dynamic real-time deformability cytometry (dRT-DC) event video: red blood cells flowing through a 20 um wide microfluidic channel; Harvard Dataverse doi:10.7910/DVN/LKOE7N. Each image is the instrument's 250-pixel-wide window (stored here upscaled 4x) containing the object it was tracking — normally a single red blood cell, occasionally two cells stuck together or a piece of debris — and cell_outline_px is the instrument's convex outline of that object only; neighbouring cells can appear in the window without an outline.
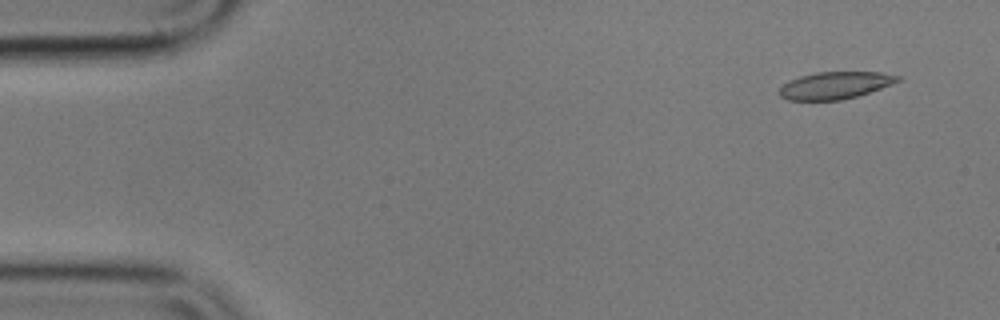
{"species": "common noctule bat (a hibernating species)", "species_latin": "Nyctalus noctula", "temperature_condition": "cold", "stored_images_in_passage": 55, "camera_frame_rate_fps": 3000, "um_per_image_px": 0.085, "animal": {"sex": "male", "body_mass_g": 17.9}, "frame": {"image": 1, "passage_image": 3, "time_ms": 0.667, "image_size_px": [1000, 320], "cell_outline_px": [[900, 80], [892, 84], [856, 96], [840, 100], [788, 100], [780, 96], [776, 92], [788, 80], [800, 76], [816, 72], [880, 72], [900, 76]], "centroid_in_image_um": [70.93, 7.25], "position_along_channel_um": 14.1, "area_um2": 18.67}}
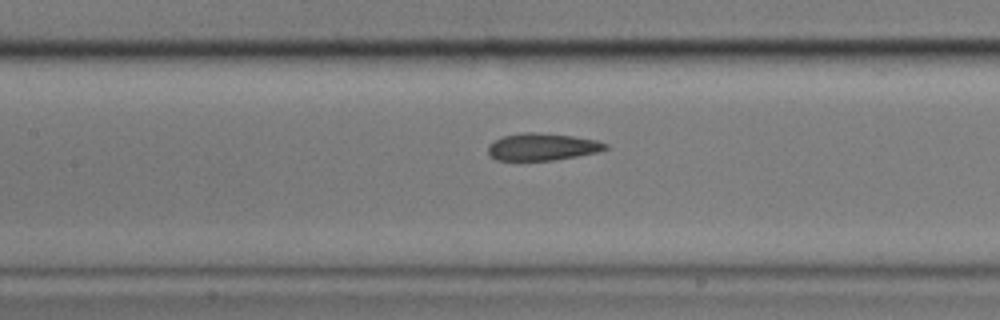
{"frame": {"image": 2, "passage_image": 24, "time_ms": 7.667, "image_size_px": [1000, 320], "cell_outline_px": [[608, 148], [596, 152], [576, 156], [552, 160], [496, 160], [488, 152], [488, 144], [504, 136], [524, 132], [532, 132], [572, 136], [596, 140], [608, 144]], "centroid_in_image_um": [46.08, 12.48], "position_along_channel_um": 161.3, "area_um2": 18.26}}
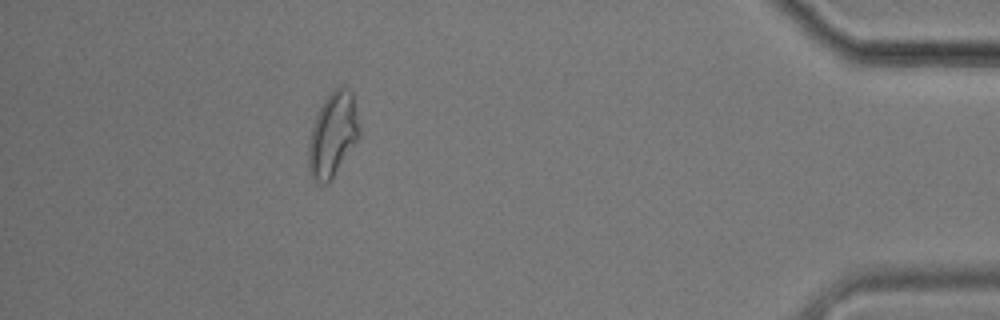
{"frame": {"image": 3, "passage_image": 49, "time_ms": 16.0, "image_size_px": [1000, 320], "cell_outline_px": [[360, 136], [332, 180], [328, 184], [320, 184], [312, 176], [308, 168], [308, 140], [316, 116], [324, 100], [332, 88], [340, 84], [344, 84], [352, 92], [360, 132]], "centroid_in_image_um": [28.29, 11.43], "position_along_channel_um": 406.9, "area_um2": 25.2}, "authors_computed_cell_mechanics": {"area_um2": 19.941, "velocity_mm_per_s": 3.5725, "shape_relaxation_time_tau1_ms": null, "shape_relaxation_time_tau2_ms": 2.2166, "deformation_change_tau1": null, "deformation_change_tau2": 0.0754}}